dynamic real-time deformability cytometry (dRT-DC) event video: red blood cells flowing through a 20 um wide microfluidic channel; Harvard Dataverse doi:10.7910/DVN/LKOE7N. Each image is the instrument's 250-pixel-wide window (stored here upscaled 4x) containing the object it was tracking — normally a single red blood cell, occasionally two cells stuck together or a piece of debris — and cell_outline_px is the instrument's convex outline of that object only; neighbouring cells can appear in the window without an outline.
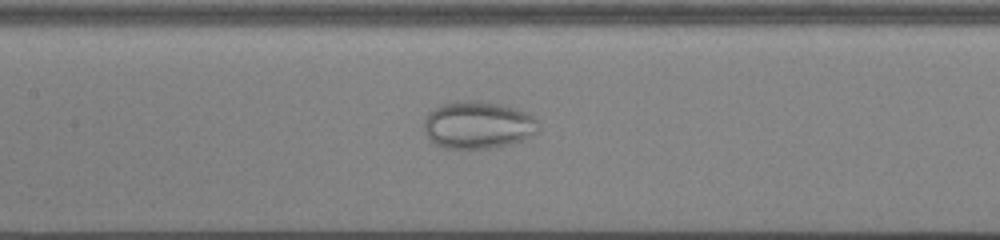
{"species": "common noctule bat (a hibernating species)", "species_latin": "Nyctalus noctula", "temperature_condition": "cold", "stored_images_in_passage": 56, "camera_frame_rate_fps": 3000, "um_per_image_px": 0.085, "animal": {"sex": "male", "body_mass_g": 13.0, "forearm_length_mm": 53.1}, "frame": {"image": 1, "passage_image": 28, "time_ms": 9.0, "image_size_px": [1000, 240], "cell_outline_px": [[536, 132], [520, 140], [508, 144], [492, 148], [444, 148], [428, 140], [424, 132], [424, 120], [428, 112], [444, 104], [456, 100], [476, 100], [496, 104], [528, 112], [536, 120]], "centroid_in_image_um": [40.55, 10.62], "position_along_channel_um": 166.9, "area_um2": 31.27}}
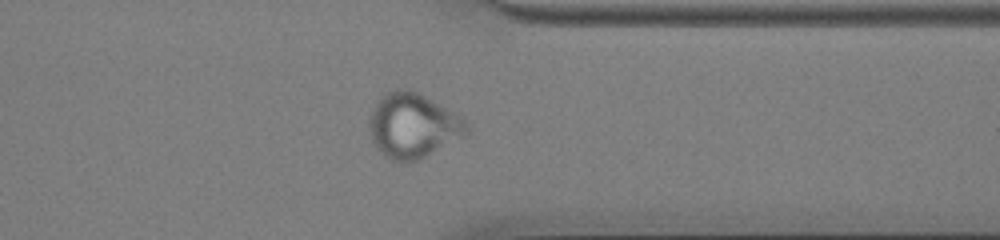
{"frame": {"image": 2, "passage_image": 45, "time_ms": 14.667, "image_size_px": [1000, 240], "cell_outline_px": [[468, 132], [464, 136], [416, 160], [392, 160], [380, 152], [376, 148], [372, 140], [368, 128], [368, 124], [372, 112], [380, 96], [396, 88], [408, 88], [464, 116], [468, 124]], "centroid_in_image_um": [35.1, 10.64], "position_along_channel_um": 376.3, "area_um2": 36.41}}
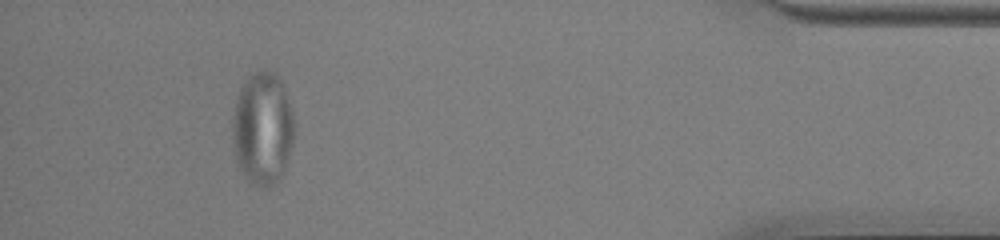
{"frame": {"image": 3, "passage_image": 52, "time_ms": 17.0, "image_size_px": [1000, 240], "cell_outline_px": [[296, 128], [292, 144], [284, 172], [280, 180], [268, 188], [260, 188], [252, 184], [244, 176], [236, 160], [232, 144], [232, 116], [236, 96], [240, 88], [252, 72], [264, 68], [268, 68], [284, 84], [296, 124]], "centroid_in_image_um": [22.33, 10.92], "position_along_channel_um": 412.9, "area_um2": 41.73}}